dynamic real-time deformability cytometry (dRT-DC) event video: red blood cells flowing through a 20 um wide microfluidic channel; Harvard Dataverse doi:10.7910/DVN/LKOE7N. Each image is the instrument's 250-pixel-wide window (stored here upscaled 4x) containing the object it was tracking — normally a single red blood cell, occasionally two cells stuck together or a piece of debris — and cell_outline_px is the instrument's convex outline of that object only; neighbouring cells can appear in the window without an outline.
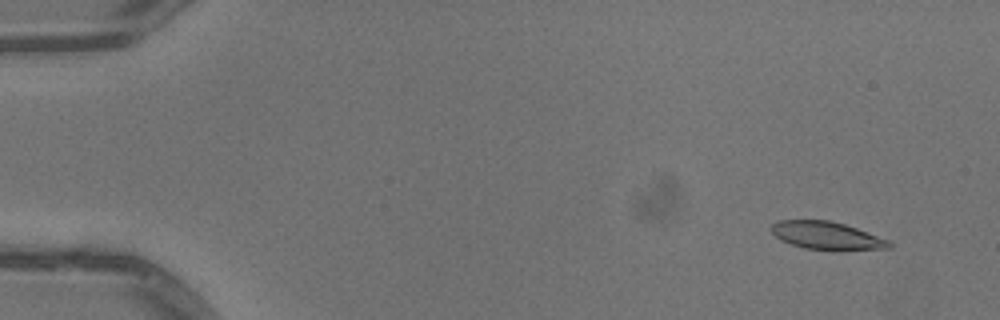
{"species": "common noctule bat (a hibernating species)", "species_latin": "Nyctalus noctula", "temperature_condition": "warm", "stored_images_in_passage": 52, "camera_frame_rate_fps": 3000, "um_per_image_px": 0.085, "animal": {"sex": "male", "body_mass_g": 13.3}, "frame": {"image": 1, "passage_image": 4, "time_ms": 1.0, "image_size_px": [1000, 320], "cell_outline_px": [[892, 248], [836, 252], [804, 248], [780, 240], [768, 228], [776, 220], [828, 220], [844, 224], [856, 228], [888, 240], [892, 244]], "centroid_in_image_um": [70.27, 20.05], "position_along_channel_um": 14.7, "area_um2": 19.59}}
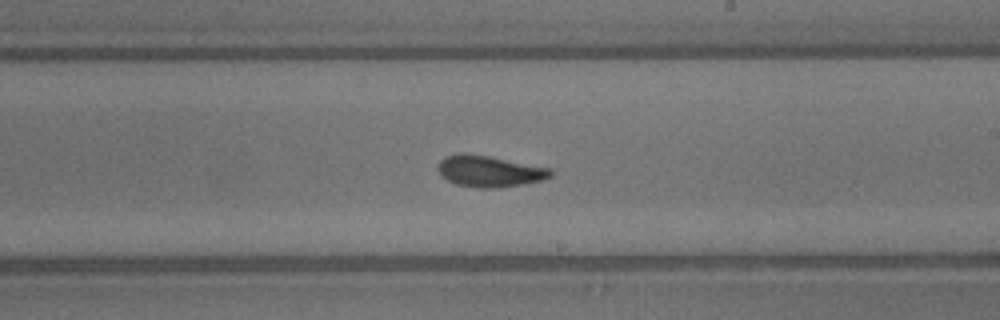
{"frame": {"image": 2, "passage_image": 31, "time_ms": 10.0, "image_size_px": [1000, 320], "cell_outline_px": [[552, 176], [544, 180], [500, 188], [480, 188], [456, 184], [440, 176], [436, 168], [440, 160], [444, 156], [460, 152], [488, 156], [552, 168]], "centroid_in_image_um": [41.58, 14.55], "position_along_channel_um": 247.4, "area_um2": 20.81}}
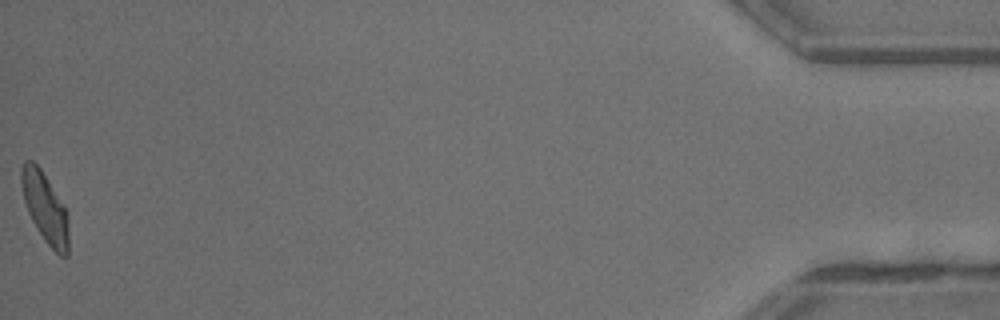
{"frame": {"image": 3, "passage_image": 52, "time_ms": 17.0, "image_size_px": [1000, 320], "cell_outline_px": [[68, 256], [60, 256], [44, 240], [36, 228], [28, 212], [24, 200], [20, 184], [20, 168], [24, 160], [32, 160], [40, 168], [68, 212]], "centroid_in_image_um": [3.81, 17.63], "position_along_channel_um": 431.4, "area_um2": 19.31}, "authors_computed_cell_mechanics": {"area_um2": 19.7387, "velocity_mm_per_s": 4.0379, "shape_relaxation_time_tau1_ms": 3.7668, "shape_relaxation_time_tau2_ms": 1.5553, "deformation_change_tau1": 0.124, "deformation_change_tau2": 0.0732}}